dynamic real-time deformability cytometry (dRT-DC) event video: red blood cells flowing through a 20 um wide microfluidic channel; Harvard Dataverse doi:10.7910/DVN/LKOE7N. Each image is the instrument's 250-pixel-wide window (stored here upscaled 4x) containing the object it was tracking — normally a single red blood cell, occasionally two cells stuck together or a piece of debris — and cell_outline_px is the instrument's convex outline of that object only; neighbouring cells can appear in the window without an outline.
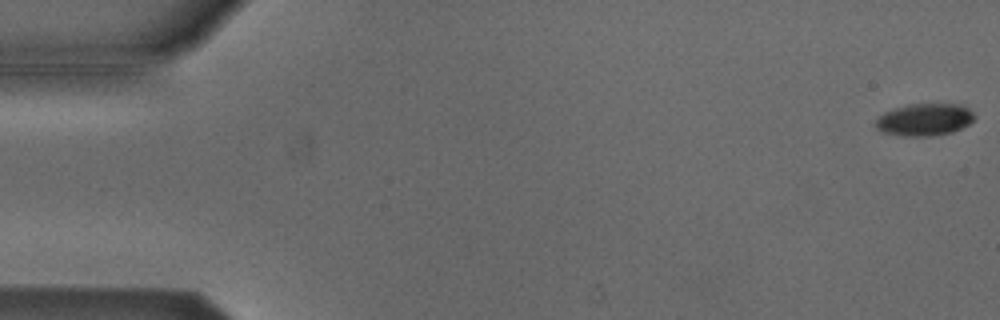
{"species": "Egyptian fruit bat (a non-hibernating species)", "species_latin": "Rousettus aegyptiacus", "temperature_condition": "cold", "stored_images_in_passage": 54, "camera_frame_rate_fps": 3000, "um_per_image_px": 0.085, "animal": {"sex": "male"}, "frame": {"image": 1, "passage_image": 1, "time_ms": 0.0, "image_size_px": [1000, 320], "cell_outline_px": [[976, 116], [968, 124], [952, 132], [932, 136], [904, 136], [884, 132], [876, 128], [876, 120], [884, 112], [908, 104], [964, 104]], "centroid_in_image_um": [78.6, 10.16], "position_along_channel_um": 6.4, "area_um2": 18.44}}
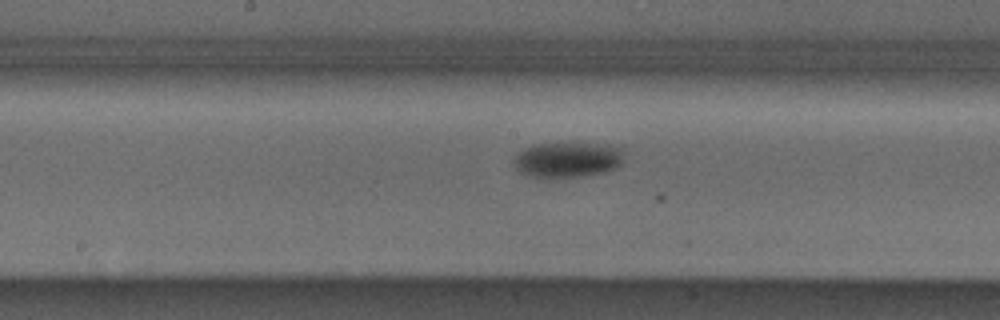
{"frame": {"image": 2, "passage_image": 28, "time_ms": 9.0, "image_size_px": [1000, 320], "cell_outline_px": [[624, 148], [620, 164], [616, 168], [604, 172], [580, 176], [528, 176], [520, 172], [516, 168], [512, 160], [524, 148], [532, 144], [596, 144]], "centroid_in_image_um": [48.22, 13.57], "position_along_channel_um": 200.0, "area_um2": 22.14}}
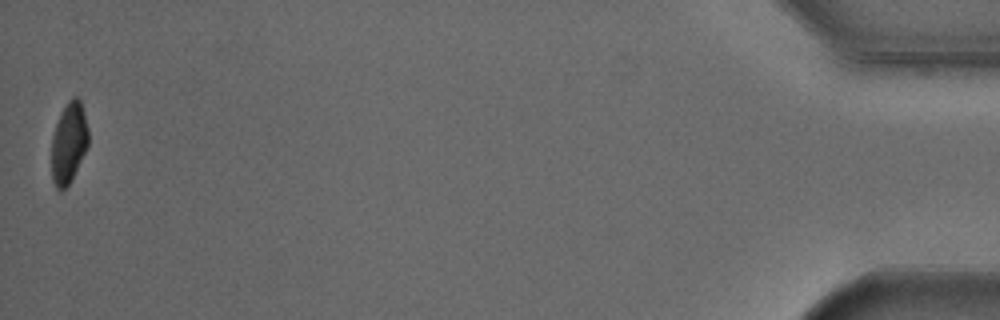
{"frame": {"image": 3, "passage_image": 54, "time_ms": 17.667, "image_size_px": [1000, 320], "cell_outline_px": [[88, 148], [72, 180], [60, 192], [56, 188], [52, 180], [52, 136], [60, 112], [68, 100], [72, 96], [76, 96], [80, 100], [84, 112], [88, 128]], "centroid_in_image_um": [5.86, 12.14], "position_along_channel_um": 429.3, "area_um2": 17.63}, "authors_computed_cell_mechanics": {"area_um2": 21.2126, "velocity_mm_per_s": 3.8085, "shape_relaxation_time_tau1_ms": 1.9041, "shape_relaxation_time_tau2_ms": null, "deformation_change_tau1": 0.0873, "deformation_change_tau2": null}}